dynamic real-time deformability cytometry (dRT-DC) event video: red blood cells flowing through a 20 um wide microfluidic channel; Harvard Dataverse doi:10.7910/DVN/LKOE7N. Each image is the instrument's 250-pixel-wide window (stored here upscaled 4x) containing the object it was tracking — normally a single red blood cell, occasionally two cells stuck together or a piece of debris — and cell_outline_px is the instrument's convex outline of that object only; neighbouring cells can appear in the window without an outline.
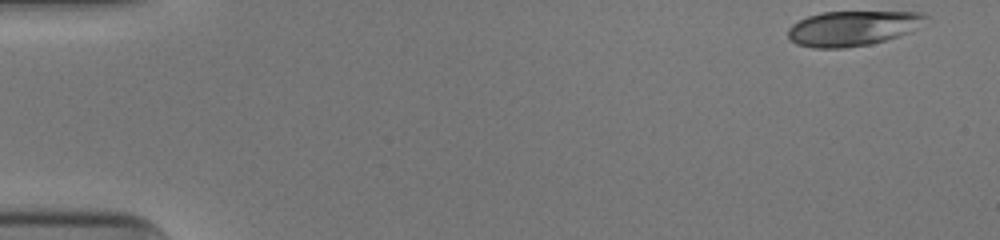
{"species": "human", "species_latin": "Homo sapiens", "temperature_condition": "cold", "stored_images_in_passage": 44, "camera_frame_rate_fps": 3000, "um_per_image_px": 0.085, "donor": {"sex": "male"}, "frame": {"image": 1, "passage_image": 1, "time_ms": 0.0, "image_size_px": [1000, 240], "cell_outline_px": [[932, 20], [912, 32], [900, 36], [872, 44], [844, 48], [812, 48], [796, 44], [788, 40], [788, 28], [792, 24], [808, 16], [820, 12], [924, 12]], "centroid_in_image_um": [72.54, 2.4], "position_along_channel_um": 12.5, "area_um2": 28.73}}
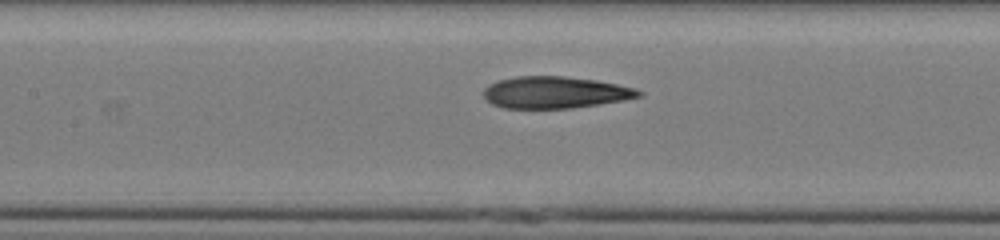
{"frame": {"image": 2, "passage_image": 23, "time_ms": 7.333, "image_size_px": [1000, 240], "cell_outline_px": [[644, 92], [640, 96], [624, 100], [572, 108], [504, 108], [492, 104], [484, 96], [484, 88], [488, 84], [500, 80], [516, 76], [564, 76], [596, 80], [636, 88]], "centroid_in_image_um": [47.19, 7.85], "position_along_channel_um": 160.2, "area_um2": 28.67}}
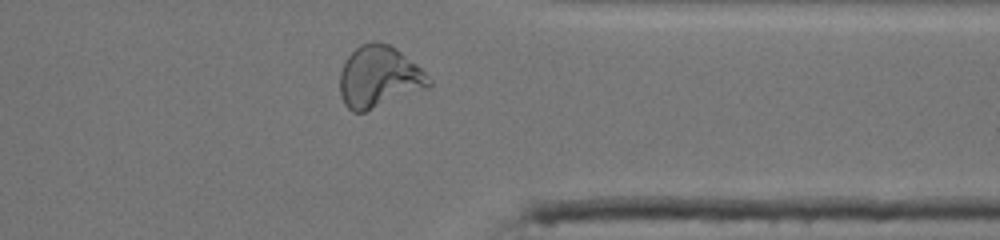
{"frame": {"image": 3, "passage_image": 40, "time_ms": 13.0, "image_size_px": [1000, 240], "cell_outline_px": [[432, 84], [428, 88], [364, 112], [352, 112], [344, 104], [340, 96], [340, 72], [348, 56], [360, 44], [372, 40], [376, 40], [388, 44], [396, 48], [416, 64], [432, 80]], "centroid_in_image_um": [32.21, 6.53], "position_along_channel_um": 379.2, "area_um2": 32.02}, "authors_computed_cell_mechanics": {"area_um2": 28.9, "velocity_mm_per_s": 3.9527, "shape_relaxation_time_tau1_ms": 6.5035, "shape_relaxation_time_tau2_ms": 2.2262, "deformation_change_tau1": 0.2223, "deformation_change_tau2": 0.1075}}